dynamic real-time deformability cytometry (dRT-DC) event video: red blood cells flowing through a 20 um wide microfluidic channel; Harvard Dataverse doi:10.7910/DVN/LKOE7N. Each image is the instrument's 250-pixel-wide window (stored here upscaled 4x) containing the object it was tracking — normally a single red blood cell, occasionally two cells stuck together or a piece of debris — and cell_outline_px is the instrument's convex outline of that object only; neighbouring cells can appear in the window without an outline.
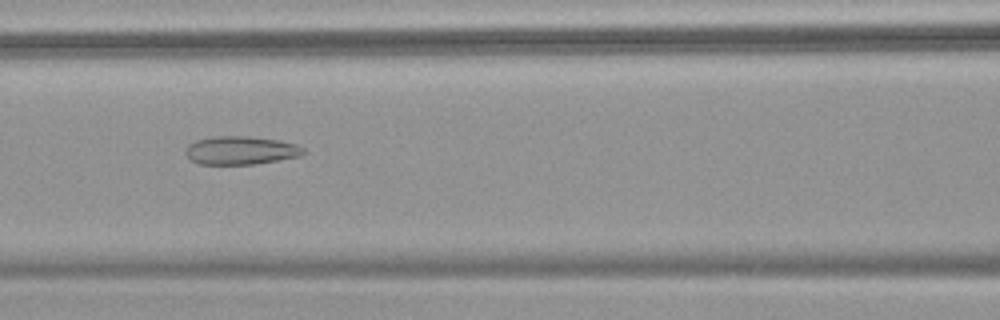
{"species": "common noctule bat (a hibernating species)", "species_latin": "Nyctalus noctula", "temperature_condition": "warm", "stored_images_in_passage": 54, "camera_frame_rate_fps": 3000, "um_per_image_px": 0.085, "animal": {"sex": "female", "body_mass_g": 18.4}, "frame": {"image": 1, "passage_image": 25, "time_ms": 8.0, "image_size_px": [1000, 320], "cell_outline_px": [[308, 152], [300, 156], [256, 164], [200, 164], [192, 160], [184, 152], [188, 144], [196, 140], [216, 136], [248, 136], [280, 140], [296, 144], [304, 148]], "centroid_in_image_um": [20.5, 12.78], "position_along_channel_um": 146.1, "area_um2": 19.54}}
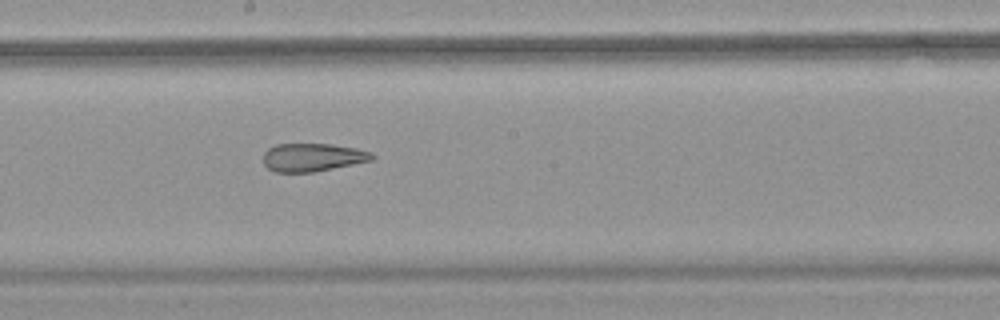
{"frame": {"image": 2, "passage_image": 31, "time_ms": 10.0, "image_size_px": [1000, 320], "cell_outline_px": [[376, 156], [372, 160], [312, 172], [276, 172], [268, 168], [264, 164], [264, 152], [268, 148], [276, 144], [332, 144], [356, 148], [372, 152]], "centroid_in_image_um": [26.57, 13.36], "position_along_channel_um": 221.6, "area_um2": 17.74}}
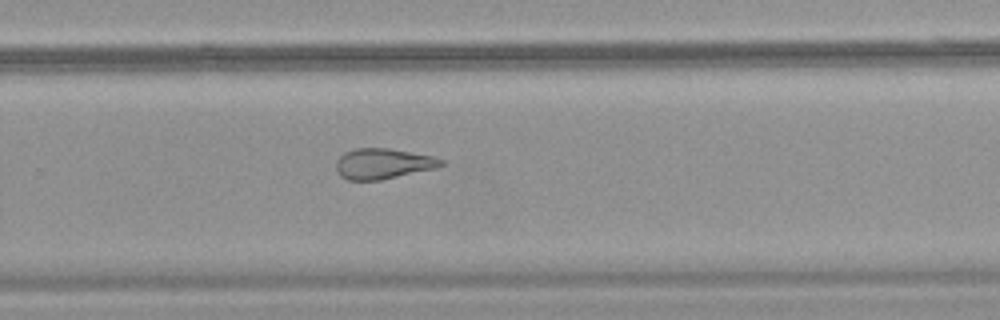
{"frame": {"image": 3, "passage_image": 37, "time_ms": 12.0, "image_size_px": [1000, 320], "cell_outline_px": [[444, 164], [436, 168], [380, 180], [348, 180], [340, 176], [336, 168], [336, 160], [344, 152], [356, 148], [388, 148], [436, 156], [444, 160]], "centroid_in_image_um": [32.56, 13.9], "position_along_channel_um": 297.2, "area_um2": 18.79}, "authors_computed_cell_mechanics": {"area_um2": 23.7558, "velocity_mm_per_s": 3.7968, "shape_relaxation_time_tau1_ms": null, "shape_relaxation_time_tau2_ms": 2.9547, "deformation_change_tau1": null, "deformation_change_tau2": 0.1245}}